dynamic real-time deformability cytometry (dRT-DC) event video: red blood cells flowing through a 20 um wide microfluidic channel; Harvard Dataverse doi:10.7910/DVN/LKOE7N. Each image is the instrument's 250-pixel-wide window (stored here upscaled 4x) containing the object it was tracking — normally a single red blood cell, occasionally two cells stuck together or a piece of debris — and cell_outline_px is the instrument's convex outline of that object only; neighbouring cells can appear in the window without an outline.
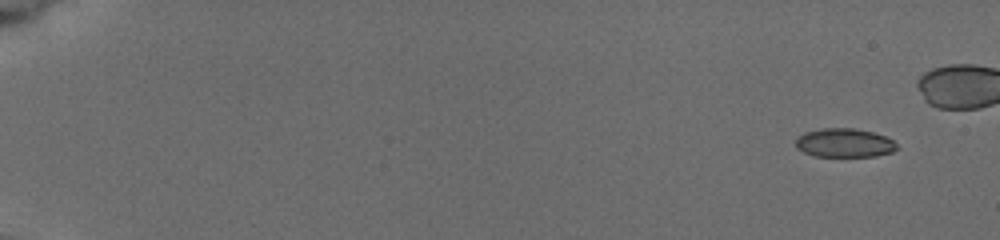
{"species": "common noctule bat (a hibernating species)", "species_latin": "Nyctalus noctula", "temperature_condition": "cold", "stored_images_in_passage": 11, "segment_of_instrument_passage": [1, 2], "camera_frame_rate_fps": 3000, "um_per_image_px": 0.085, "animal": {"sex": "female", "body_mass_g": 19.5, "forearm_length_mm": 54.1}, "frame": {"image": 1, "passage_image": 1, "time_ms": 0.0, "image_size_px": [1000, 240], "cell_outline_px": [[900, 148], [892, 152], [876, 156], [812, 156], [796, 148], [796, 136], [804, 132], [820, 128], [852, 128], [872, 132], [884, 136], [892, 140]], "centroid_in_image_um": [71.75, 12.14], "position_along_channel_um": 13.3, "area_um2": 17.11}}
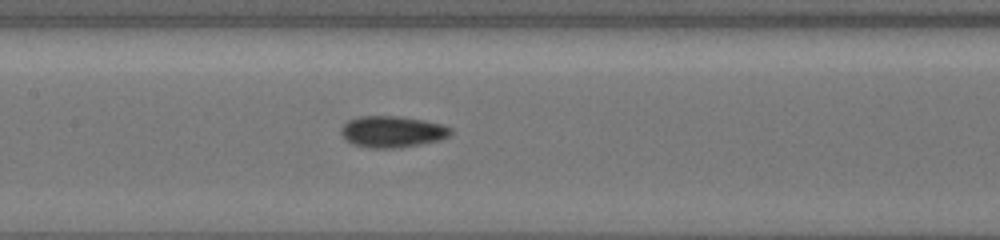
{"frame": {"image": 2, "passage_image": 10, "time_ms": 8.667, "image_size_px": [1000, 240], "cell_outline_px": [[452, 132], [448, 136], [440, 140], [400, 148], [368, 148], [352, 144], [344, 140], [340, 132], [340, 128], [348, 120], [360, 116], [396, 116], [420, 120], [440, 124], [452, 128]], "centroid_in_image_um": [33.29, 11.21], "position_along_channel_um": 174.1, "area_um2": 20.11}}